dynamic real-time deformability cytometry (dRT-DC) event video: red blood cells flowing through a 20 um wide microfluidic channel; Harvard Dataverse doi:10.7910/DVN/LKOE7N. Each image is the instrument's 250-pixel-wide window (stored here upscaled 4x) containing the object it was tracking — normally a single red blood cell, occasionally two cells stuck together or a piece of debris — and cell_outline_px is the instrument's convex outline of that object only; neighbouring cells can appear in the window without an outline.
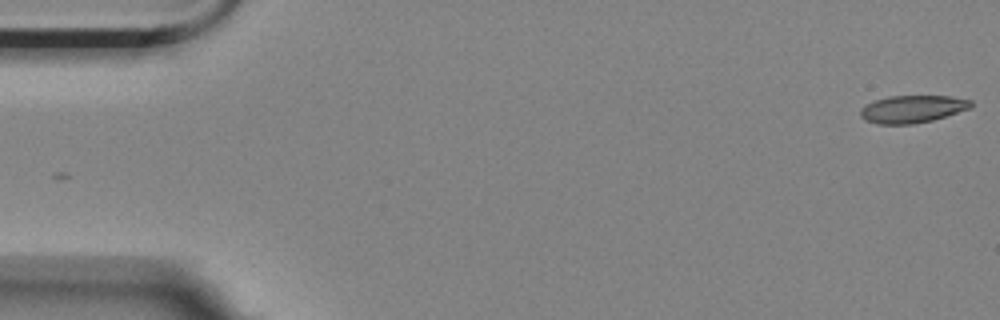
{"species": "Egyptian fruit bat (a non-hibernating species)", "species_latin": "Rousettus aegyptiacus", "temperature_condition": "room temperature", "stored_images_in_passage": 16, "camera_frame_rate_fps": 3000, "um_per_image_px": 0.085, "animal": {"sex": "female"}, "frame": {"image": 1, "passage_image": 1, "time_ms": 0.0, "image_size_px": [1000, 320], "cell_outline_px": [[972, 104], [968, 108], [932, 120], [908, 124], [880, 124], [868, 120], [860, 116], [860, 112], [868, 104], [876, 100], [892, 96], [948, 96], [972, 100]], "centroid_in_image_um": [77.56, 9.26], "position_along_channel_um": 7.4, "area_um2": 17.05}}
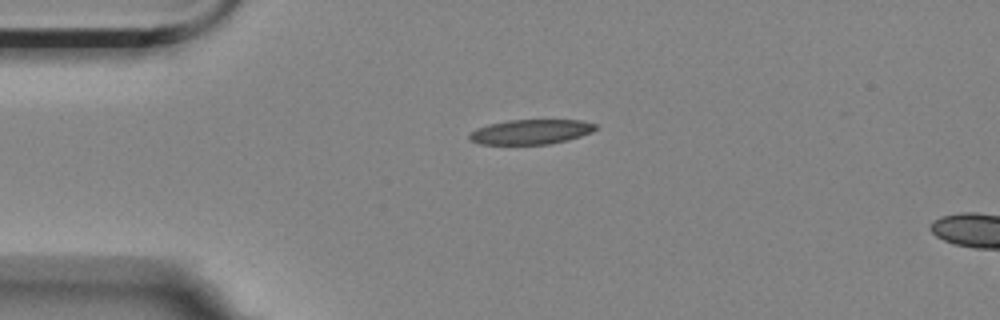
{"frame": {"image": 2, "passage_image": 13, "time_ms": 4.0, "image_size_px": [1000, 320], "cell_outline_px": [[596, 128], [580, 136], [548, 144], [484, 144], [472, 140], [468, 136], [472, 132], [480, 128], [492, 124], [508, 120], [580, 120], [596, 124]], "centroid_in_image_um": [45.14, 11.2], "position_along_channel_um": 39.9, "area_um2": 17.57}}